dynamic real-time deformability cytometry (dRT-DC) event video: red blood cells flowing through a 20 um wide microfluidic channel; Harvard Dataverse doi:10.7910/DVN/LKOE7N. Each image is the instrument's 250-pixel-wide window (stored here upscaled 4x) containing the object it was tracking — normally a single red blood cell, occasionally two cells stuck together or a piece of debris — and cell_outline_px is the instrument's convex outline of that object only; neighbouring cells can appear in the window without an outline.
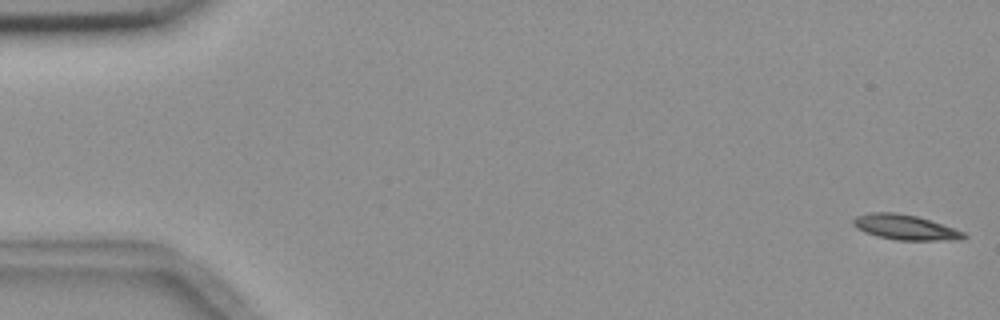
{"species": "common noctule bat (a hibernating species)", "species_latin": "Nyctalus noctula", "temperature_condition": "room temperature", "stored_images_in_passage": 5, "camera_frame_rate_fps": 3000, "um_per_image_px": 0.085, "animal": {"sex": "female", "body_mass_g": 18.4}, "frame": {"image": 1, "passage_image": 1, "time_ms": 0.0, "image_size_px": [1000, 320], "cell_outline_px": [[968, 236], [960, 240], [896, 240], [876, 236], [864, 232], [856, 228], [852, 224], [852, 220], [856, 216], [872, 212], [896, 212], [916, 216], [964, 232]], "centroid_in_image_um": [76.89, 19.32], "position_along_channel_um": 8.1, "area_um2": 16.07}}
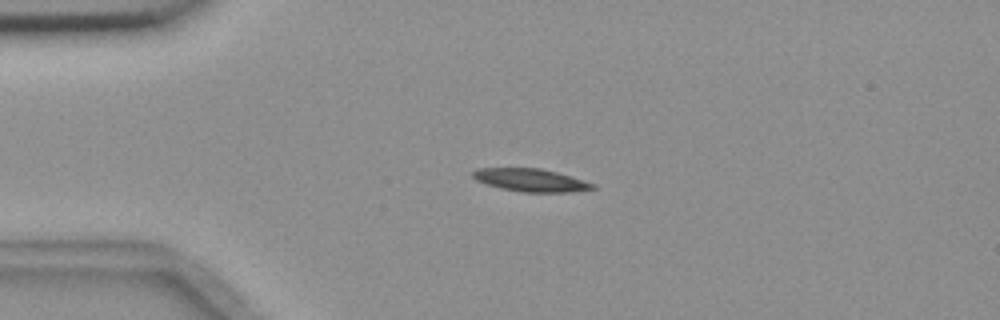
{"frame": {"image": 2, "passage_image": 4, "time_ms": 4.0, "image_size_px": [1000, 320], "cell_outline_px": [[596, 188], [572, 192], [524, 192], [500, 188], [476, 180], [472, 176], [472, 172], [476, 168], [540, 168], [556, 172], [596, 184]], "centroid_in_image_um": [45.11, 15.31], "position_along_channel_um": 39.9, "area_um2": 15.84}}